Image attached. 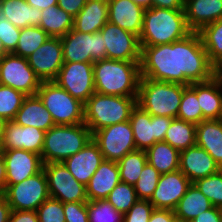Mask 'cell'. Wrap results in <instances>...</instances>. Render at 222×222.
Wrapping results in <instances>:
<instances>
[{"mask_svg":"<svg viewBox=\"0 0 222 222\" xmlns=\"http://www.w3.org/2000/svg\"><path fill=\"white\" fill-rule=\"evenodd\" d=\"M30 6L44 10L52 5H57L58 0H25Z\"/></svg>","mask_w":222,"mask_h":222,"instance_id":"53","label":"cell"},{"mask_svg":"<svg viewBox=\"0 0 222 222\" xmlns=\"http://www.w3.org/2000/svg\"><path fill=\"white\" fill-rule=\"evenodd\" d=\"M13 121L20 126H33L45 132L55 125L51 113L37 94L25 97Z\"/></svg>","mask_w":222,"mask_h":222,"instance_id":"25","label":"cell"},{"mask_svg":"<svg viewBox=\"0 0 222 222\" xmlns=\"http://www.w3.org/2000/svg\"><path fill=\"white\" fill-rule=\"evenodd\" d=\"M108 22V2L87 0L74 17L73 28L82 33H95Z\"/></svg>","mask_w":222,"mask_h":222,"instance_id":"29","label":"cell"},{"mask_svg":"<svg viewBox=\"0 0 222 222\" xmlns=\"http://www.w3.org/2000/svg\"><path fill=\"white\" fill-rule=\"evenodd\" d=\"M50 36L41 28L29 26L21 28L14 55L27 58L34 53Z\"/></svg>","mask_w":222,"mask_h":222,"instance_id":"37","label":"cell"},{"mask_svg":"<svg viewBox=\"0 0 222 222\" xmlns=\"http://www.w3.org/2000/svg\"><path fill=\"white\" fill-rule=\"evenodd\" d=\"M141 78L189 86L215 76L198 32L185 38L156 46H140Z\"/></svg>","mask_w":222,"mask_h":222,"instance_id":"1","label":"cell"},{"mask_svg":"<svg viewBox=\"0 0 222 222\" xmlns=\"http://www.w3.org/2000/svg\"><path fill=\"white\" fill-rule=\"evenodd\" d=\"M104 160L118 161L136 150L134 134L129 121L104 127L92 134Z\"/></svg>","mask_w":222,"mask_h":222,"instance_id":"10","label":"cell"},{"mask_svg":"<svg viewBox=\"0 0 222 222\" xmlns=\"http://www.w3.org/2000/svg\"><path fill=\"white\" fill-rule=\"evenodd\" d=\"M95 92L138 97L140 61L97 60L93 63Z\"/></svg>","mask_w":222,"mask_h":222,"instance_id":"2","label":"cell"},{"mask_svg":"<svg viewBox=\"0 0 222 222\" xmlns=\"http://www.w3.org/2000/svg\"><path fill=\"white\" fill-rule=\"evenodd\" d=\"M87 210L89 222H123V214L107 199L88 200Z\"/></svg>","mask_w":222,"mask_h":222,"instance_id":"39","label":"cell"},{"mask_svg":"<svg viewBox=\"0 0 222 222\" xmlns=\"http://www.w3.org/2000/svg\"><path fill=\"white\" fill-rule=\"evenodd\" d=\"M135 4L142 6L144 9L152 7V0H132Z\"/></svg>","mask_w":222,"mask_h":222,"instance_id":"55","label":"cell"},{"mask_svg":"<svg viewBox=\"0 0 222 222\" xmlns=\"http://www.w3.org/2000/svg\"><path fill=\"white\" fill-rule=\"evenodd\" d=\"M186 87L182 84L140 78L137 105L151 116L177 118Z\"/></svg>","mask_w":222,"mask_h":222,"instance_id":"6","label":"cell"},{"mask_svg":"<svg viewBox=\"0 0 222 222\" xmlns=\"http://www.w3.org/2000/svg\"><path fill=\"white\" fill-rule=\"evenodd\" d=\"M212 207L211 201L191 183L184 196L179 200L174 213L176 219L190 222L203 211Z\"/></svg>","mask_w":222,"mask_h":222,"instance_id":"30","label":"cell"},{"mask_svg":"<svg viewBox=\"0 0 222 222\" xmlns=\"http://www.w3.org/2000/svg\"><path fill=\"white\" fill-rule=\"evenodd\" d=\"M190 185V180L180 170L161 174L149 202L156 209L174 211Z\"/></svg>","mask_w":222,"mask_h":222,"instance_id":"19","label":"cell"},{"mask_svg":"<svg viewBox=\"0 0 222 222\" xmlns=\"http://www.w3.org/2000/svg\"><path fill=\"white\" fill-rule=\"evenodd\" d=\"M6 120L0 116V137L2 135L3 129L5 127Z\"/></svg>","mask_w":222,"mask_h":222,"instance_id":"58","label":"cell"},{"mask_svg":"<svg viewBox=\"0 0 222 222\" xmlns=\"http://www.w3.org/2000/svg\"><path fill=\"white\" fill-rule=\"evenodd\" d=\"M161 174L148 162L144 166L134 185L138 200H150L156 186L159 182Z\"/></svg>","mask_w":222,"mask_h":222,"instance_id":"41","label":"cell"},{"mask_svg":"<svg viewBox=\"0 0 222 222\" xmlns=\"http://www.w3.org/2000/svg\"><path fill=\"white\" fill-rule=\"evenodd\" d=\"M172 119L167 116H151L136 105L129 119L136 148L146 151L156 142L164 141Z\"/></svg>","mask_w":222,"mask_h":222,"instance_id":"14","label":"cell"},{"mask_svg":"<svg viewBox=\"0 0 222 222\" xmlns=\"http://www.w3.org/2000/svg\"><path fill=\"white\" fill-rule=\"evenodd\" d=\"M164 141L179 152L196 145V125L178 118L172 119Z\"/></svg>","mask_w":222,"mask_h":222,"instance_id":"33","label":"cell"},{"mask_svg":"<svg viewBox=\"0 0 222 222\" xmlns=\"http://www.w3.org/2000/svg\"><path fill=\"white\" fill-rule=\"evenodd\" d=\"M45 131L33 126H20L6 121L0 137V150L24 149L41 155Z\"/></svg>","mask_w":222,"mask_h":222,"instance_id":"18","label":"cell"},{"mask_svg":"<svg viewBox=\"0 0 222 222\" xmlns=\"http://www.w3.org/2000/svg\"><path fill=\"white\" fill-rule=\"evenodd\" d=\"M53 81L85 104L95 92L93 63L64 62Z\"/></svg>","mask_w":222,"mask_h":222,"instance_id":"12","label":"cell"},{"mask_svg":"<svg viewBox=\"0 0 222 222\" xmlns=\"http://www.w3.org/2000/svg\"><path fill=\"white\" fill-rule=\"evenodd\" d=\"M6 187V165L2 153L0 151V193L5 190Z\"/></svg>","mask_w":222,"mask_h":222,"instance_id":"54","label":"cell"},{"mask_svg":"<svg viewBox=\"0 0 222 222\" xmlns=\"http://www.w3.org/2000/svg\"><path fill=\"white\" fill-rule=\"evenodd\" d=\"M184 11L189 28L198 32L222 18V0H185Z\"/></svg>","mask_w":222,"mask_h":222,"instance_id":"23","label":"cell"},{"mask_svg":"<svg viewBox=\"0 0 222 222\" xmlns=\"http://www.w3.org/2000/svg\"><path fill=\"white\" fill-rule=\"evenodd\" d=\"M185 11L151 7L144 10L140 46H156L181 40L191 34Z\"/></svg>","mask_w":222,"mask_h":222,"instance_id":"3","label":"cell"},{"mask_svg":"<svg viewBox=\"0 0 222 222\" xmlns=\"http://www.w3.org/2000/svg\"><path fill=\"white\" fill-rule=\"evenodd\" d=\"M37 95L51 113L55 125L84 123V103L74 98L54 81H42Z\"/></svg>","mask_w":222,"mask_h":222,"instance_id":"7","label":"cell"},{"mask_svg":"<svg viewBox=\"0 0 222 222\" xmlns=\"http://www.w3.org/2000/svg\"><path fill=\"white\" fill-rule=\"evenodd\" d=\"M91 1H103V2H108L109 0H91Z\"/></svg>","mask_w":222,"mask_h":222,"instance_id":"60","label":"cell"},{"mask_svg":"<svg viewBox=\"0 0 222 222\" xmlns=\"http://www.w3.org/2000/svg\"><path fill=\"white\" fill-rule=\"evenodd\" d=\"M196 145L205 149L222 169V119L203 120L197 124Z\"/></svg>","mask_w":222,"mask_h":222,"instance_id":"27","label":"cell"},{"mask_svg":"<svg viewBox=\"0 0 222 222\" xmlns=\"http://www.w3.org/2000/svg\"><path fill=\"white\" fill-rule=\"evenodd\" d=\"M100 32L106 48V59L141 61V47L138 36L109 21Z\"/></svg>","mask_w":222,"mask_h":222,"instance_id":"15","label":"cell"},{"mask_svg":"<svg viewBox=\"0 0 222 222\" xmlns=\"http://www.w3.org/2000/svg\"><path fill=\"white\" fill-rule=\"evenodd\" d=\"M119 182L120 175L117 162L103 160L86 185L87 199H106Z\"/></svg>","mask_w":222,"mask_h":222,"instance_id":"24","label":"cell"},{"mask_svg":"<svg viewBox=\"0 0 222 222\" xmlns=\"http://www.w3.org/2000/svg\"><path fill=\"white\" fill-rule=\"evenodd\" d=\"M176 219L173 210L167 209H154L149 222H173Z\"/></svg>","mask_w":222,"mask_h":222,"instance_id":"49","label":"cell"},{"mask_svg":"<svg viewBox=\"0 0 222 222\" xmlns=\"http://www.w3.org/2000/svg\"><path fill=\"white\" fill-rule=\"evenodd\" d=\"M6 54H8V53L6 52V50H5V48H4L3 44H2V41H1V39H0V59H1L3 56H5Z\"/></svg>","mask_w":222,"mask_h":222,"instance_id":"57","label":"cell"},{"mask_svg":"<svg viewBox=\"0 0 222 222\" xmlns=\"http://www.w3.org/2000/svg\"><path fill=\"white\" fill-rule=\"evenodd\" d=\"M103 160V154L98 145L91 139L81 150L63 163L74 178L86 186Z\"/></svg>","mask_w":222,"mask_h":222,"instance_id":"21","label":"cell"},{"mask_svg":"<svg viewBox=\"0 0 222 222\" xmlns=\"http://www.w3.org/2000/svg\"><path fill=\"white\" fill-rule=\"evenodd\" d=\"M41 16L42 19L39 27L50 37L61 38L73 29L74 17L57 5L41 10Z\"/></svg>","mask_w":222,"mask_h":222,"instance_id":"32","label":"cell"},{"mask_svg":"<svg viewBox=\"0 0 222 222\" xmlns=\"http://www.w3.org/2000/svg\"><path fill=\"white\" fill-rule=\"evenodd\" d=\"M106 199L123 215L127 213L138 200L134 186L124 182H119Z\"/></svg>","mask_w":222,"mask_h":222,"instance_id":"40","label":"cell"},{"mask_svg":"<svg viewBox=\"0 0 222 222\" xmlns=\"http://www.w3.org/2000/svg\"><path fill=\"white\" fill-rule=\"evenodd\" d=\"M92 139L84 124L54 125L45 132L41 158L44 164L64 162Z\"/></svg>","mask_w":222,"mask_h":222,"instance_id":"5","label":"cell"},{"mask_svg":"<svg viewBox=\"0 0 222 222\" xmlns=\"http://www.w3.org/2000/svg\"><path fill=\"white\" fill-rule=\"evenodd\" d=\"M215 77L222 83V59L215 65Z\"/></svg>","mask_w":222,"mask_h":222,"instance_id":"56","label":"cell"},{"mask_svg":"<svg viewBox=\"0 0 222 222\" xmlns=\"http://www.w3.org/2000/svg\"><path fill=\"white\" fill-rule=\"evenodd\" d=\"M39 222H66L63 203L49 197L36 210Z\"/></svg>","mask_w":222,"mask_h":222,"instance_id":"43","label":"cell"},{"mask_svg":"<svg viewBox=\"0 0 222 222\" xmlns=\"http://www.w3.org/2000/svg\"><path fill=\"white\" fill-rule=\"evenodd\" d=\"M198 34L209 61L215 66L222 59V18L203 26Z\"/></svg>","mask_w":222,"mask_h":222,"instance_id":"34","label":"cell"},{"mask_svg":"<svg viewBox=\"0 0 222 222\" xmlns=\"http://www.w3.org/2000/svg\"><path fill=\"white\" fill-rule=\"evenodd\" d=\"M87 0H58L57 6L75 17L85 6Z\"/></svg>","mask_w":222,"mask_h":222,"instance_id":"48","label":"cell"},{"mask_svg":"<svg viewBox=\"0 0 222 222\" xmlns=\"http://www.w3.org/2000/svg\"><path fill=\"white\" fill-rule=\"evenodd\" d=\"M49 195L62 203L87 202L86 186L79 183L63 162L44 164Z\"/></svg>","mask_w":222,"mask_h":222,"instance_id":"13","label":"cell"},{"mask_svg":"<svg viewBox=\"0 0 222 222\" xmlns=\"http://www.w3.org/2000/svg\"><path fill=\"white\" fill-rule=\"evenodd\" d=\"M144 10L132 0H109L108 21L139 37L143 27Z\"/></svg>","mask_w":222,"mask_h":222,"instance_id":"22","label":"cell"},{"mask_svg":"<svg viewBox=\"0 0 222 222\" xmlns=\"http://www.w3.org/2000/svg\"><path fill=\"white\" fill-rule=\"evenodd\" d=\"M185 0H152V7L184 10Z\"/></svg>","mask_w":222,"mask_h":222,"instance_id":"51","label":"cell"},{"mask_svg":"<svg viewBox=\"0 0 222 222\" xmlns=\"http://www.w3.org/2000/svg\"><path fill=\"white\" fill-rule=\"evenodd\" d=\"M147 163L145 150L136 149L117 161L120 182L134 186L139 179L142 169Z\"/></svg>","mask_w":222,"mask_h":222,"instance_id":"35","label":"cell"},{"mask_svg":"<svg viewBox=\"0 0 222 222\" xmlns=\"http://www.w3.org/2000/svg\"><path fill=\"white\" fill-rule=\"evenodd\" d=\"M20 33L21 28L15 27L6 18L0 16V39L8 54L15 52Z\"/></svg>","mask_w":222,"mask_h":222,"instance_id":"44","label":"cell"},{"mask_svg":"<svg viewBox=\"0 0 222 222\" xmlns=\"http://www.w3.org/2000/svg\"><path fill=\"white\" fill-rule=\"evenodd\" d=\"M64 62H90L106 59V48L100 31L82 33L71 29L61 37Z\"/></svg>","mask_w":222,"mask_h":222,"instance_id":"9","label":"cell"},{"mask_svg":"<svg viewBox=\"0 0 222 222\" xmlns=\"http://www.w3.org/2000/svg\"><path fill=\"white\" fill-rule=\"evenodd\" d=\"M137 98L94 92L84 104V124L93 134L104 127L129 121Z\"/></svg>","mask_w":222,"mask_h":222,"instance_id":"4","label":"cell"},{"mask_svg":"<svg viewBox=\"0 0 222 222\" xmlns=\"http://www.w3.org/2000/svg\"><path fill=\"white\" fill-rule=\"evenodd\" d=\"M173 222H183V221H180V220H178V219H175Z\"/></svg>","mask_w":222,"mask_h":222,"instance_id":"61","label":"cell"},{"mask_svg":"<svg viewBox=\"0 0 222 222\" xmlns=\"http://www.w3.org/2000/svg\"><path fill=\"white\" fill-rule=\"evenodd\" d=\"M66 222H89L87 202L63 203Z\"/></svg>","mask_w":222,"mask_h":222,"instance_id":"46","label":"cell"},{"mask_svg":"<svg viewBox=\"0 0 222 222\" xmlns=\"http://www.w3.org/2000/svg\"><path fill=\"white\" fill-rule=\"evenodd\" d=\"M220 222H222V207H219Z\"/></svg>","mask_w":222,"mask_h":222,"instance_id":"59","label":"cell"},{"mask_svg":"<svg viewBox=\"0 0 222 222\" xmlns=\"http://www.w3.org/2000/svg\"><path fill=\"white\" fill-rule=\"evenodd\" d=\"M40 78L30 67L27 58L6 54L0 59V84L12 87L25 95H36Z\"/></svg>","mask_w":222,"mask_h":222,"instance_id":"11","label":"cell"},{"mask_svg":"<svg viewBox=\"0 0 222 222\" xmlns=\"http://www.w3.org/2000/svg\"><path fill=\"white\" fill-rule=\"evenodd\" d=\"M2 194L11 210L36 211L50 197L45 171L42 170L20 183L6 185Z\"/></svg>","mask_w":222,"mask_h":222,"instance_id":"8","label":"cell"},{"mask_svg":"<svg viewBox=\"0 0 222 222\" xmlns=\"http://www.w3.org/2000/svg\"><path fill=\"white\" fill-rule=\"evenodd\" d=\"M9 222H39L37 211L11 210Z\"/></svg>","mask_w":222,"mask_h":222,"instance_id":"47","label":"cell"},{"mask_svg":"<svg viewBox=\"0 0 222 222\" xmlns=\"http://www.w3.org/2000/svg\"><path fill=\"white\" fill-rule=\"evenodd\" d=\"M6 165V185H13L43 170L41 155L24 149L0 150Z\"/></svg>","mask_w":222,"mask_h":222,"instance_id":"17","label":"cell"},{"mask_svg":"<svg viewBox=\"0 0 222 222\" xmlns=\"http://www.w3.org/2000/svg\"><path fill=\"white\" fill-rule=\"evenodd\" d=\"M220 169L212 156L197 145L180 152L179 170L191 183L210 176Z\"/></svg>","mask_w":222,"mask_h":222,"instance_id":"20","label":"cell"},{"mask_svg":"<svg viewBox=\"0 0 222 222\" xmlns=\"http://www.w3.org/2000/svg\"><path fill=\"white\" fill-rule=\"evenodd\" d=\"M215 207H222V169L193 183Z\"/></svg>","mask_w":222,"mask_h":222,"instance_id":"42","label":"cell"},{"mask_svg":"<svg viewBox=\"0 0 222 222\" xmlns=\"http://www.w3.org/2000/svg\"><path fill=\"white\" fill-rule=\"evenodd\" d=\"M27 60L41 81H53L64 64L61 38L49 37Z\"/></svg>","mask_w":222,"mask_h":222,"instance_id":"16","label":"cell"},{"mask_svg":"<svg viewBox=\"0 0 222 222\" xmlns=\"http://www.w3.org/2000/svg\"><path fill=\"white\" fill-rule=\"evenodd\" d=\"M0 16L15 27H39L41 10L30 6L25 0H0Z\"/></svg>","mask_w":222,"mask_h":222,"instance_id":"26","label":"cell"},{"mask_svg":"<svg viewBox=\"0 0 222 222\" xmlns=\"http://www.w3.org/2000/svg\"><path fill=\"white\" fill-rule=\"evenodd\" d=\"M177 118L195 125L203 121L202 110L197 99V83H191L183 90Z\"/></svg>","mask_w":222,"mask_h":222,"instance_id":"36","label":"cell"},{"mask_svg":"<svg viewBox=\"0 0 222 222\" xmlns=\"http://www.w3.org/2000/svg\"><path fill=\"white\" fill-rule=\"evenodd\" d=\"M154 206L149 200L137 202L123 215V222H149Z\"/></svg>","mask_w":222,"mask_h":222,"instance_id":"45","label":"cell"},{"mask_svg":"<svg viewBox=\"0 0 222 222\" xmlns=\"http://www.w3.org/2000/svg\"><path fill=\"white\" fill-rule=\"evenodd\" d=\"M26 96L19 90L0 84V116L6 121H13Z\"/></svg>","mask_w":222,"mask_h":222,"instance_id":"38","label":"cell"},{"mask_svg":"<svg viewBox=\"0 0 222 222\" xmlns=\"http://www.w3.org/2000/svg\"><path fill=\"white\" fill-rule=\"evenodd\" d=\"M197 99L203 120L222 119V83L217 77L197 83Z\"/></svg>","mask_w":222,"mask_h":222,"instance_id":"28","label":"cell"},{"mask_svg":"<svg viewBox=\"0 0 222 222\" xmlns=\"http://www.w3.org/2000/svg\"><path fill=\"white\" fill-rule=\"evenodd\" d=\"M147 162L160 174L179 170L180 152L165 141H159L146 150Z\"/></svg>","mask_w":222,"mask_h":222,"instance_id":"31","label":"cell"},{"mask_svg":"<svg viewBox=\"0 0 222 222\" xmlns=\"http://www.w3.org/2000/svg\"><path fill=\"white\" fill-rule=\"evenodd\" d=\"M190 222H220L219 207L213 206L203 211Z\"/></svg>","mask_w":222,"mask_h":222,"instance_id":"50","label":"cell"},{"mask_svg":"<svg viewBox=\"0 0 222 222\" xmlns=\"http://www.w3.org/2000/svg\"><path fill=\"white\" fill-rule=\"evenodd\" d=\"M11 207L8 204L5 196L0 193V222H9Z\"/></svg>","mask_w":222,"mask_h":222,"instance_id":"52","label":"cell"}]
</instances>
